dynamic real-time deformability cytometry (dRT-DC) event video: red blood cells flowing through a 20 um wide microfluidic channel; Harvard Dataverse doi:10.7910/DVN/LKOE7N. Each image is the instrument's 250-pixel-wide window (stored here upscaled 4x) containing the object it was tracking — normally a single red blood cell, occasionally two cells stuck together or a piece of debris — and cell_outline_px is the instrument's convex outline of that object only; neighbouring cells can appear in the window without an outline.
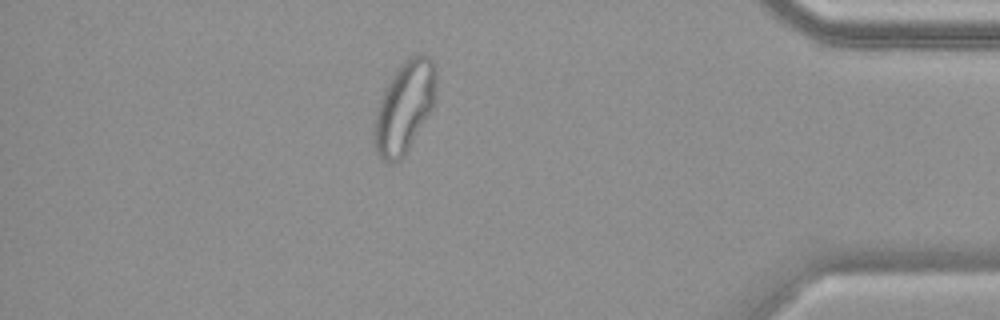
{"species": "common noctule bat (a hibernating species)", "species_latin": "Nyctalus noctula", "temperature_condition": "warm", "stored_images_in_passage": 52, "camera_frame_rate_fps": 3000, "um_per_image_px": 0.085, "animal": {"sex": "female", "body_mass_g": 19.9}, "frame": {"image": 1, "passage_image": 45, "time_ms": 14.667, "image_size_px": [1000, 320], "cell_outline_px": [[436, 84], [432, 108], [404, 156], [400, 160], [392, 164], [384, 160], [372, 148], [372, 132], [376, 112], [380, 100], [392, 76], [400, 64], [408, 56], [416, 52], [428, 56], [432, 60], [436, 68]], "centroid_in_image_um": [34.35, 9.1], "position_along_channel_um": 400.9, "area_um2": 33.06}}